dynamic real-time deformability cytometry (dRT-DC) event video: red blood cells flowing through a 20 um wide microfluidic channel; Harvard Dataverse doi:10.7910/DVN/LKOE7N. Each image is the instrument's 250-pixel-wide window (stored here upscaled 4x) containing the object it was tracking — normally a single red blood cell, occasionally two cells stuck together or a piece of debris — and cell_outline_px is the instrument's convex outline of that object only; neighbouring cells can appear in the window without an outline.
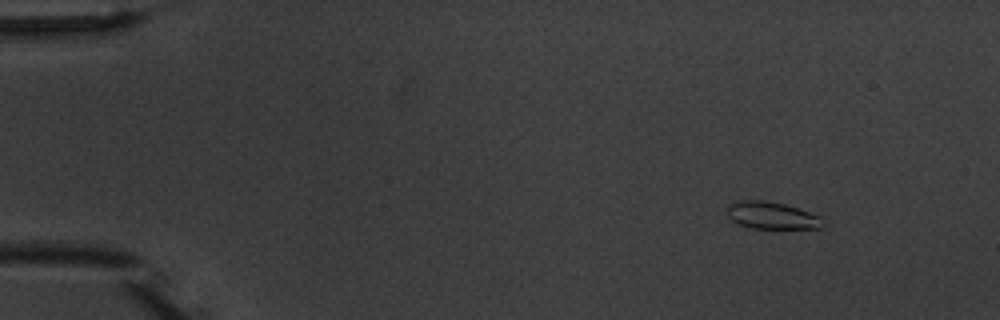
{"species": "common noctule bat (a hibernating species)", "species_latin": "Nyctalus noctula", "temperature_condition": "warm", "stored_images_in_passage": 4, "camera_frame_rate_fps": 3000, "um_per_image_px": 0.085, "animal": {"sex": "male", "body_mass_g": 20.1, "forearm_length_mm": 53.5}, "frame": {"image": 1, "passage_image": 4, "time_ms": 8.667, "image_size_px": [1000, 320], "cell_outline_px": [[824, 228], [752, 228], [740, 224], [732, 220], [728, 216], [728, 204], [740, 200], [764, 200], [784, 204], [820, 216], [824, 224]], "centroid_in_image_um": [65.6, 18.31], "position_along_channel_um": 19.4, "area_um2": 14.97}}